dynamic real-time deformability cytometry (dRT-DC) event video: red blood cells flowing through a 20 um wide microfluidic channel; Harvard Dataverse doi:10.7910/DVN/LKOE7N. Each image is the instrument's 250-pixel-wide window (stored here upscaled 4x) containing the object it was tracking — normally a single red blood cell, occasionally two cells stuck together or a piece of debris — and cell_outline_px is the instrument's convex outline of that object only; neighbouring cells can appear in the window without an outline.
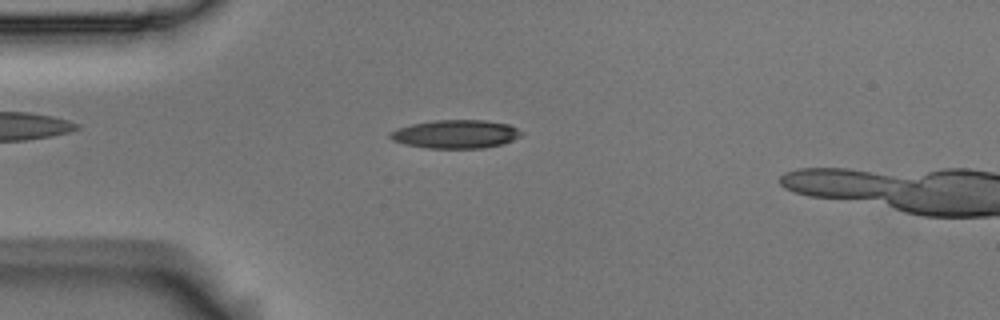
{"species": "Egyptian fruit bat (a non-hibernating species)", "species_latin": "Rousettus aegyptiacus", "temperature_condition": "room temperature", "stored_images_in_passage": 1, "camera_frame_rate_fps": 3000, "um_per_image_px": 0.085, "animal": {"sex": "male"}, "frame": {"image": 1, "passage_image": 1, "time_ms": 0.0, "image_size_px": [1000, 320], "cell_outline_px": [[524, 132], [520, 136], [504, 144], [484, 148], [428, 148], [404, 144], [392, 140], [388, 136], [388, 132], [396, 128], [412, 124], [436, 120], [484, 120], [508, 124]], "centroid_in_image_um": [38.71, 11.4], "position_along_channel_um": 46.3, "area_um2": 21.85}}